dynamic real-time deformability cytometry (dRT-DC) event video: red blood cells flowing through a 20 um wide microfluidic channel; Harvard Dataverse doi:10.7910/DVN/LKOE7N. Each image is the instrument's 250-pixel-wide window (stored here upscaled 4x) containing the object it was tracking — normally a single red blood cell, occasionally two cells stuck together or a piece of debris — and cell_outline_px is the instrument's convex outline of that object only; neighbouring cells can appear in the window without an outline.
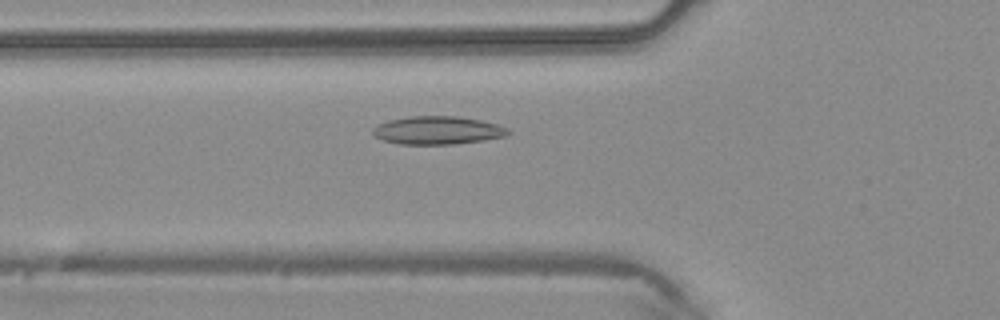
{"species": "common noctule bat (a hibernating species)", "species_latin": "Nyctalus noctula", "temperature_condition": "warm", "stored_images_in_passage": 34, "camera_frame_rate_fps": 3000, "um_per_image_px": 0.085, "animal": {"sex": "male", "body_mass_g": 20.4}, "frame": {"image": 1, "passage_image": 5, "time_ms": 1.333, "image_size_px": [1000, 320], "cell_outline_px": [[512, 132], [504, 136], [484, 140], [452, 144], [400, 144], [384, 140], [376, 136], [372, 132], [372, 128], [376, 124], [388, 120], [408, 116], [456, 116], [480, 120], [496, 124], [508, 128]], "centroid_in_image_um": [37.17, 11.07], "position_along_channel_um": 88.6, "area_um2": 22.14}}
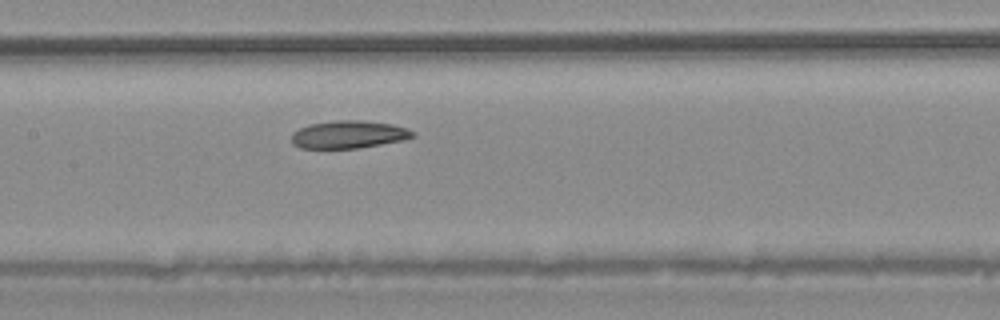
{"frame": {"image": 2, "passage_image": 11, "time_ms": 3.333, "image_size_px": [1000, 320], "cell_outline_px": [[416, 136], [404, 140], [356, 148], [300, 148], [292, 144], [292, 132], [308, 124], [336, 120], [364, 120], [392, 124], [408, 128], [416, 132]], "centroid_in_image_um": [29.65, 11.42], "position_along_channel_um": 177.7, "area_um2": 19.71}}
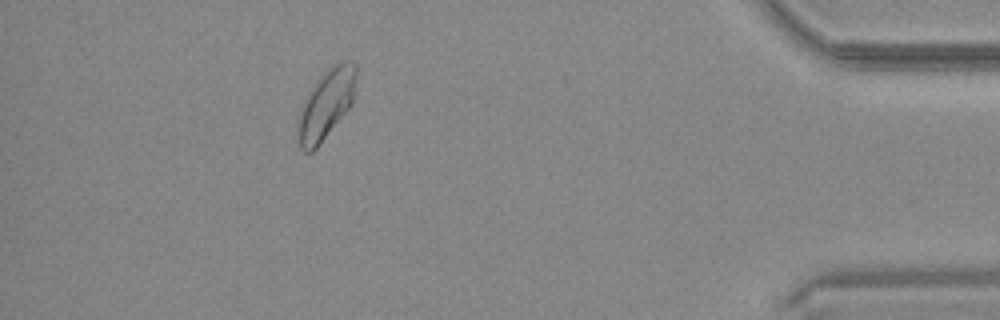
{"frame": {"image": 3, "passage_image": 30, "time_ms": 9.667, "image_size_px": [1000, 320], "cell_outline_px": [[356, 76], [352, 104], [316, 148], [312, 152], [304, 152], [300, 148], [296, 136], [300, 112], [316, 80], [332, 64], [344, 60], [348, 60], [356, 64]], "centroid_in_image_um": [27.72, 8.86], "position_along_channel_um": 407.5, "area_um2": 23.24}}